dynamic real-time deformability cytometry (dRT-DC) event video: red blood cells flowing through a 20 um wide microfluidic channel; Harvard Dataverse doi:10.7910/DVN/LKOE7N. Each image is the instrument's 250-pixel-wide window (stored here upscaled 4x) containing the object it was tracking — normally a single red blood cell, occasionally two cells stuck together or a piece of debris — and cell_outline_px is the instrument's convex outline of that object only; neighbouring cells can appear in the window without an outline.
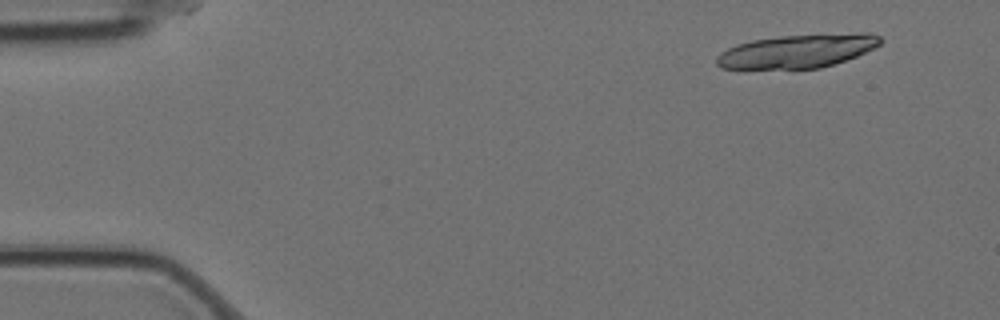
{"species": "Egyptian fruit bat (a non-hibernating species)", "species_latin": "Rousettus aegyptiacus", "temperature_condition": "cold", "stored_images_in_passage": 7, "camera_frame_rate_fps": 3000, "um_per_image_px": 0.085, "animal": {"sex": "female"}, "frame": {"image": 1, "passage_image": 2, "time_ms": 0.333, "image_size_px": [1000, 320], "cell_outline_px": [[884, 40], [880, 44], [856, 56], [820, 68], [720, 68], [716, 64], [716, 56], [720, 52], [736, 44], [752, 40], [780, 36], [860, 32], [872, 32], [880, 36]], "centroid_in_image_um": [67.79, 4.32], "position_along_channel_um": 17.2, "area_um2": 31.91}}
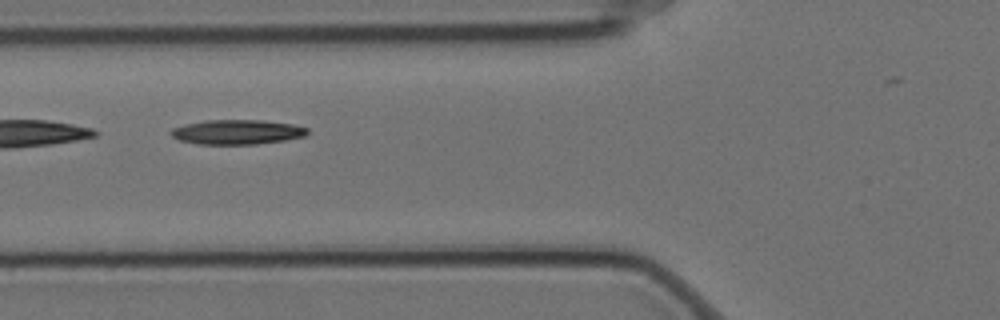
{"frame": {"image": 2, "passage_image": 7, "time_ms": 2.0, "image_size_px": [1000, 320], "cell_outline_px": [[308, 132], [304, 136], [284, 140], [256, 144], [196, 144], [180, 140], [172, 136], [168, 132], [172, 128], [184, 124], [204, 120], [264, 120], [292, 124], [308, 128]], "centroid_in_image_um": [20.11, 11.21], "position_along_channel_um": 105.7, "area_um2": 19.65}}